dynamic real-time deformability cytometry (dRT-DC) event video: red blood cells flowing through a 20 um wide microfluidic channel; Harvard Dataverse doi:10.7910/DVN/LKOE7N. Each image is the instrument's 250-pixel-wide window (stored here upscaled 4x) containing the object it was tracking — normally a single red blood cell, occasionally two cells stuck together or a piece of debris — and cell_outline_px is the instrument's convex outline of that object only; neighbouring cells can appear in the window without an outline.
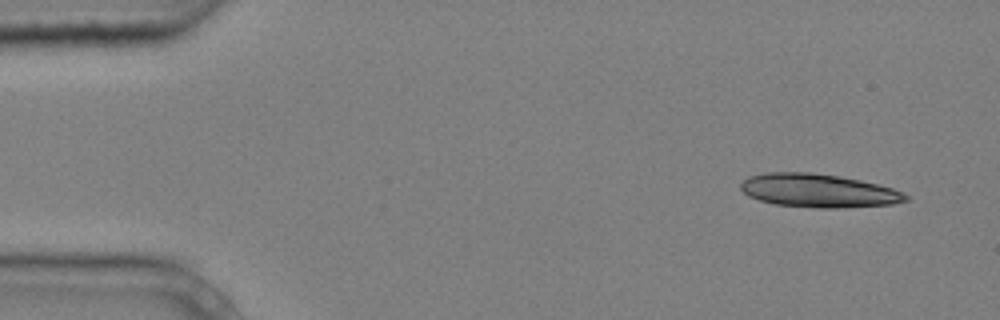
{"species": "common noctule bat (a hibernating species)", "species_latin": "Nyctalus noctula", "temperature_condition": "cold", "stored_images_in_passage": 5, "segment_of_instrument_passage": [1, 2], "camera_frame_rate_fps": 3000, "um_per_image_px": 0.085, "animal": {"sex": "male", "body_mass_g": 20.4}, "frame": {"image": 1, "passage_image": 1, "time_ms": 0.0, "image_size_px": [1000, 320], "cell_outline_px": [[908, 200], [892, 204], [836, 208], [816, 208], [776, 204], [760, 200], [748, 196], [740, 188], [740, 184], [748, 176], [764, 172], [812, 172], [840, 176], [860, 180], [892, 188], [908, 196]], "centroid_in_image_um": [69.52, 16.19], "position_along_channel_um": 15.5, "area_um2": 32.08}}